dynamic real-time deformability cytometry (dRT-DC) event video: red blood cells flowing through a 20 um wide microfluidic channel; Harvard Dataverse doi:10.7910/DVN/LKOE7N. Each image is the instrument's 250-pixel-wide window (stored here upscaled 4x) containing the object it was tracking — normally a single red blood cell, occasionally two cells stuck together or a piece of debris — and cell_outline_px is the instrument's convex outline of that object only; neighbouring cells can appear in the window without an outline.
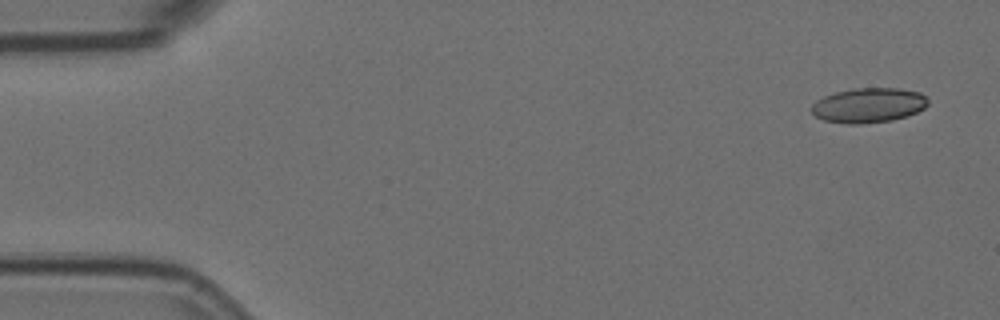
{"species": "Egyptian fruit bat (a non-hibernating species)", "species_latin": "Rousettus aegyptiacus", "temperature_condition": "room temperature", "stored_images_in_passage": 5, "camera_frame_rate_fps": 3000, "um_per_image_px": 0.085, "animal": {"sex": "female"}, "frame": {"image": 1, "passage_image": 1, "time_ms": 0.0, "image_size_px": [1000, 320], "cell_outline_px": [[928, 104], [924, 108], [908, 116], [892, 120], [860, 124], [848, 124], [824, 120], [816, 116], [812, 112], [812, 104], [816, 100], [824, 96], [836, 92], [852, 88], [900, 88], [920, 92], [928, 100]], "centroid_in_image_um": [73.83, 8.94], "position_along_channel_um": 11.2, "area_um2": 23.64}}